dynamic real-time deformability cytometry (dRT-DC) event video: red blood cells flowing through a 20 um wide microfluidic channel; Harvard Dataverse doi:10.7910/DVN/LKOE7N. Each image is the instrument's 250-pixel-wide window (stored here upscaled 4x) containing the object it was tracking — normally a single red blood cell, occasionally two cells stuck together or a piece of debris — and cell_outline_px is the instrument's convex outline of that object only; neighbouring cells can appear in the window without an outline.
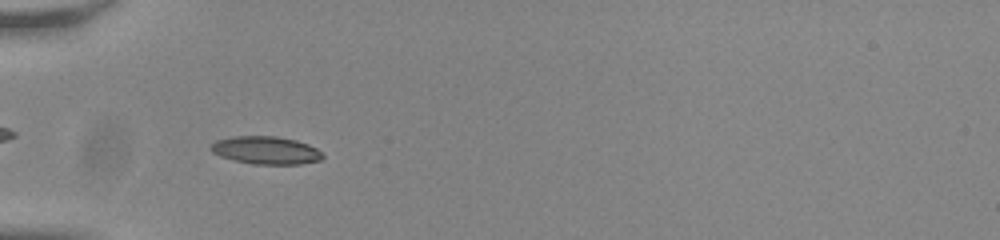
{"species": "common noctule bat (a hibernating species)", "species_latin": "Nyctalus noctula", "temperature_condition": "room temperature", "stored_images_in_passage": 45, "camera_frame_rate_fps": 3000, "um_per_image_px": 0.085, "animal": {"sex": "male", "body_mass_g": 20.0, "forearm_length_mm": 53.3}, "frame": {"image": 1, "passage_image": 9, "time_ms": 2.667, "image_size_px": [1000, 240], "cell_outline_px": [[324, 156], [320, 160], [300, 164], [252, 164], [220, 156], [212, 152], [208, 148], [216, 140], [232, 136], [276, 136], [296, 140], [308, 144], [316, 148]], "centroid_in_image_um": [22.58, 12.77], "position_along_channel_um": 62.4, "area_um2": 18.09}}
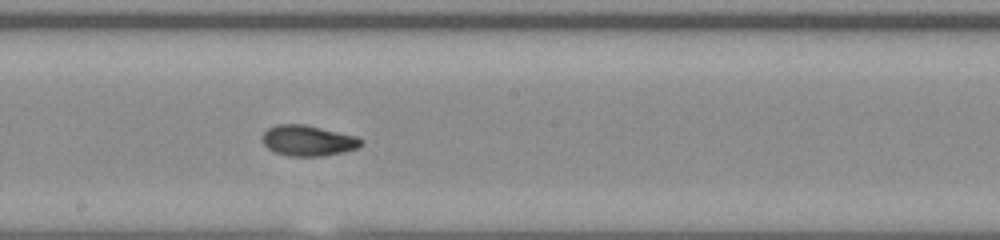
{"frame": {"image": 2, "passage_image": 22, "time_ms": 7.0, "image_size_px": [1000, 240], "cell_outline_px": [[364, 144], [356, 148], [344, 152], [320, 156], [288, 156], [276, 152], [268, 148], [264, 144], [264, 132], [268, 128], [276, 124], [304, 124], [356, 136], [364, 140]], "centroid_in_image_um": [26.21, 11.95], "position_along_channel_um": 222.0, "area_um2": 17.51}}
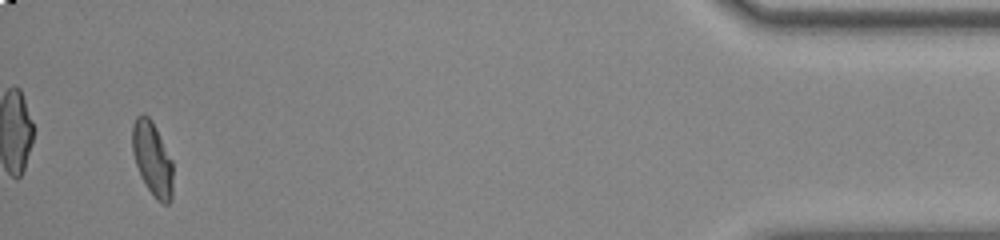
{"frame": {"image": 3, "passage_image": 43, "time_ms": 14.0, "image_size_px": [1000, 240], "cell_outline_px": [[172, 200], [168, 204], [164, 204], [156, 200], [140, 176], [132, 152], [132, 124], [136, 116], [148, 116], [152, 120], [172, 160]], "centroid_in_image_um": [12.94, 13.52], "position_along_channel_um": 422.3, "area_um2": 17.46}, "authors_computed_cell_mechanics": {"area_um2": 17.34, "velocity_mm_per_s": 3.8348, "shape_relaxation_time_tau1_ms": 6.5821, "shape_relaxation_time_tau2_ms": 1.4807, "deformation_change_tau1": 0.1693, "deformation_change_tau2": 0.0631}}